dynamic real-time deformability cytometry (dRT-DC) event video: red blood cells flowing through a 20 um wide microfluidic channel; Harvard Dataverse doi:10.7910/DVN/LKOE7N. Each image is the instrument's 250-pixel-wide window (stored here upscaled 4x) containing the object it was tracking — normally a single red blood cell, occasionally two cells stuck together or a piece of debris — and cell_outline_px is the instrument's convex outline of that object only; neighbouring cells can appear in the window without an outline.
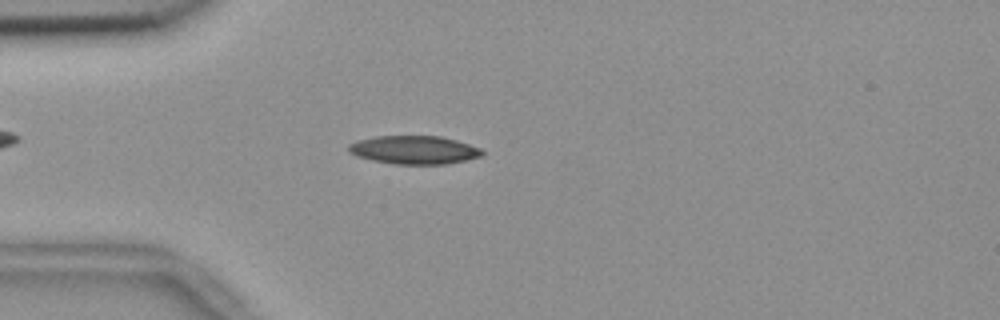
{"species": "common noctule bat (a hibernating species)", "species_latin": "Nyctalus noctula", "temperature_condition": "room temperature", "stored_images_in_passage": 54, "camera_frame_rate_fps": 3000, "um_per_image_px": 0.085, "animal": {"sex": "female", "body_mass_g": 18.4}, "frame": {"image": 1, "passage_image": 14, "time_ms": 4.333, "image_size_px": [1000, 320], "cell_outline_px": [[484, 152], [480, 156], [464, 160], [444, 164], [392, 164], [372, 160], [356, 156], [348, 152], [348, 144], [356, 140], [376, 136], [440, 136], [456, 140], [480, 148]], "centroid_in_image_um": [35.14, 12.74], "position_along_channel_um": 49.9, "area_um2": 22.02}}
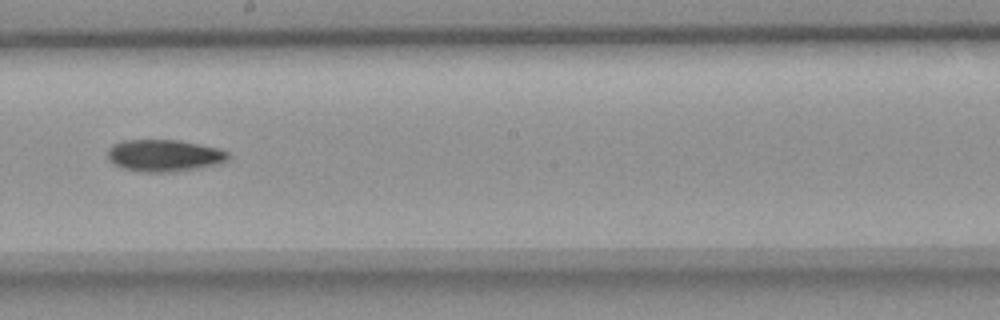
{"frame": {"image": 2, "passage_image": 30, "time_ms": 9.667, "image_size_px": [1000, 320], "cell_outline_px": [[232, 156], [228, 160], [220, 164], [200, 168], [168, 172], [144, 172], [124, 168], [112, 164], [108, 160], [108, 148], [112, 144], [124, 140], [180, 140], [220, 148], [228, 152]], "centroid_in_image_um": [13.99, 13.22], "position_along_channel_um": 234.2, "area_um2": 22.77}}
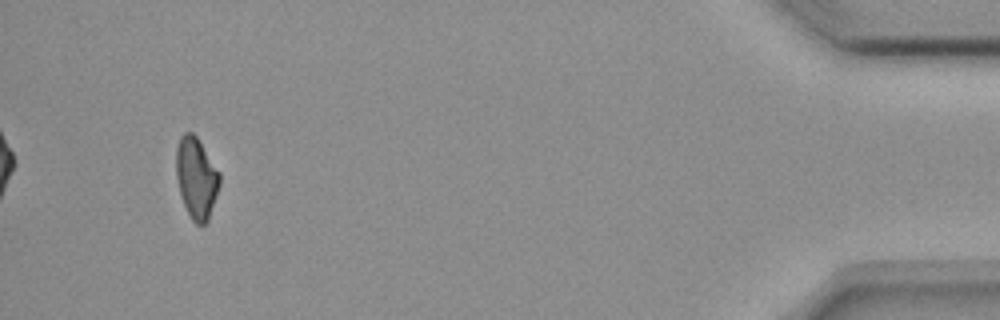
{"frame": {"image": 3, "passage_image": 51, "time_ms": 16.667, "image_size_px": [1000, 320], "cell_outline_px": [[220, 184], [208, 220], [204, 224], [196, 224], [192, 220], [184, 204], [180, 192], [176, 176], [176, 148], [180, 136], [184, 132], [192, 132], [196, 136], [220, 172]], "centroid_in_image_um": [16.69, 15.1], "position_along_channel_um": 418.5, "area_um2": 20.4}, "authors_computed_cell_mechanics": {"area_um2": 21.2993, "velocity_mm_per_s": 3.6815, "shape_relaxation_time_tau1_ms": 8.3304, "shape_relaxation_time_tau2_ms": null, "deformation_change_tau1": 0.1767, "deformation_change_tau2": null}}